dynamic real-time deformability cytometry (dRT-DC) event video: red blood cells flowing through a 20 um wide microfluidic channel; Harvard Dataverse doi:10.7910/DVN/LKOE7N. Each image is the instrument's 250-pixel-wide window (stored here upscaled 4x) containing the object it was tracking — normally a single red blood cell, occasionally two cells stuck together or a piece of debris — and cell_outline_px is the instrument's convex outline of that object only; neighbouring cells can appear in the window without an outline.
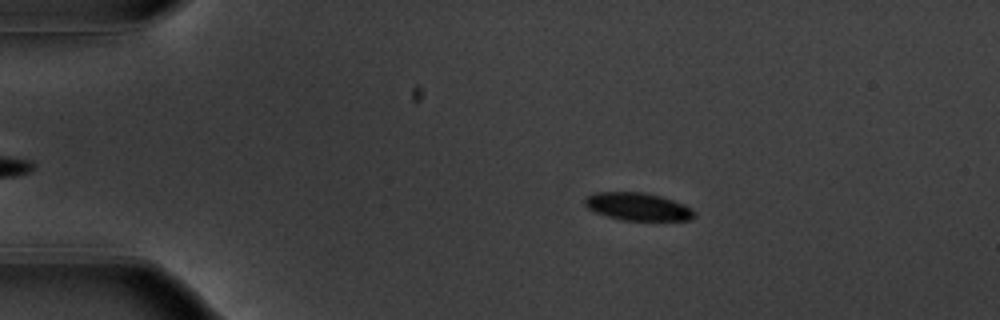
{"species": "common noctule bat (a hibernating species)", "species_latin": "Nyctalus noctula", "temperature_condition": "warm", "stored_images_in_passage": 55, "camera_frame_rate_fps": 3000, "um_per_image_px": 0.085, "animal": {"sex": "male", "body_mass_g": 20.1, "forearm_length_mm": 53.5}, "frame": {"image": 1, "passage_image": 11, "time_ms": 3.333, "image_size_px": [1000, 320], "cell_outline_px": [[696, 216], [688, 220], [624, 220], [608, 216], [596, 212], [588, 208], [584, 204], [584, 200], [588, 196], [596, 192], [644, 192], [660, 196], [684, 204], [692, 208], [696, 212]], "centroid_in_image_um": [54.24, 17.56], "position_along_channel_um": 30.8, "area_um2": 17.57}}
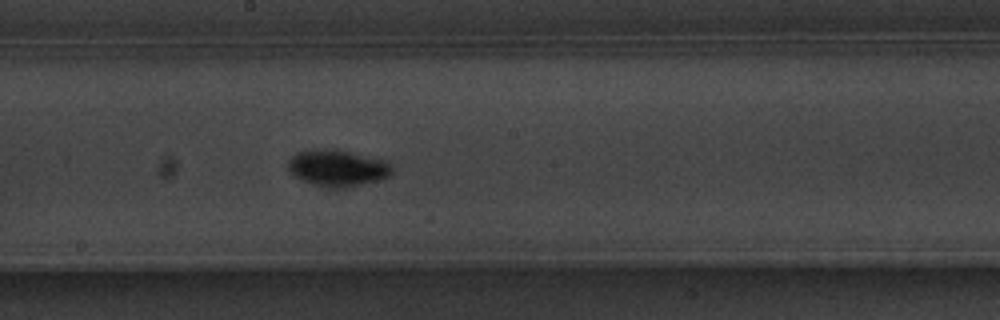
{"frame": {"image": 2, "passage_image": 31, "time_ms": 10.0, "image_size_px": [1000, 320], "cell_outline_px": [[392, 172], [388, 176], [376, 180], [344, 188], [340, 188], [312, 184], [300, 180], [292, 176], [288, 168], [288, 160], [296, 152], [316, 148], [348, 152], [388, 160], [392, 164]], "centroid_in_image_um": [28.65, 14.27], "position_along_channel_um": 219.5, "area_um2": 21.96}}
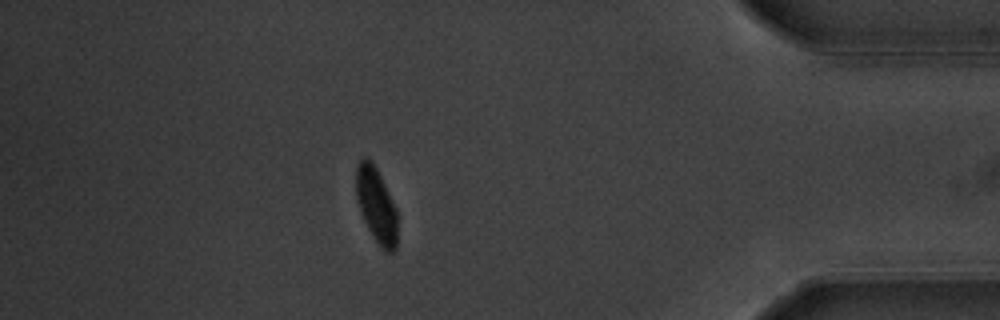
{"frame": {"image": 3, "passage_image": 49, "time_ms": 16.0, "image_size_px": [1000, 320], "cell_outline_px": [[396, 248], [392, 252], [388, 252], [372, 236], [360, 212], [356, 200], [356, 164], [364, 156], [368, 156], [372, 160], [396, 208]], "centroid_in_image_um": [31.95, 17.37], "position_along_channel_um": 403.3, "area_um2": 17.86}, "authors_computed_cell_mechanics": {"area_um2": 18.3226, "velocity_mm_per_s": 3.7041, "shape_relaxation_time_tau1_ms": 6.6826, "shape_relaxation_time_tau2_ms": null, "deformation_change_tau1": 0.2614, "deformation_change_tau2": null}}